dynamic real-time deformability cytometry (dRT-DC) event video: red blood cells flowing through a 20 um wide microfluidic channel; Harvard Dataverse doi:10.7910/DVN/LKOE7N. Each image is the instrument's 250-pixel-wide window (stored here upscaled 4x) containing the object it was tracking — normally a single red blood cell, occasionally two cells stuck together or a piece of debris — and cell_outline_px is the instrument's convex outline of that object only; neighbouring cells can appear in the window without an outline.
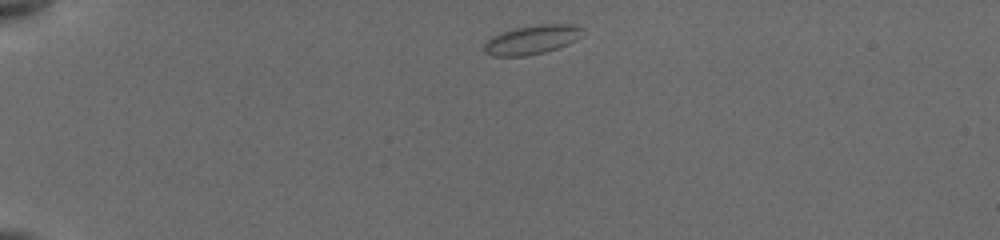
{"species": "common noctule bat (a hibernating species)", "species_latin": "Nyctalus noctula", "temperature_condition": "cold", "stored_images_in_passage": 43, "camera_frame_rate_fps": 3000, "um_per_image_px": 0.085, "animal": {"sex": "female", "body_mass_g": 19.5, "forearm_length_mm": 54.1}, "frame": {"image": 1, "passage_image": 1, "time_ms": 0.0, "image_size_px": [1000, 240], "cell_outline_px": [[584, 28], [572, 40], [556, 48], [544, 52], [520, 56], [496, 56], [484, 52], [484, 44], [492, 36], [500, 32], [516, 28], [536, 24], [572, 24]], "centroid_in_image_um": [45.12, 3.36], "position_along_channel_um": 39.9, "area_um2": 16.13}}
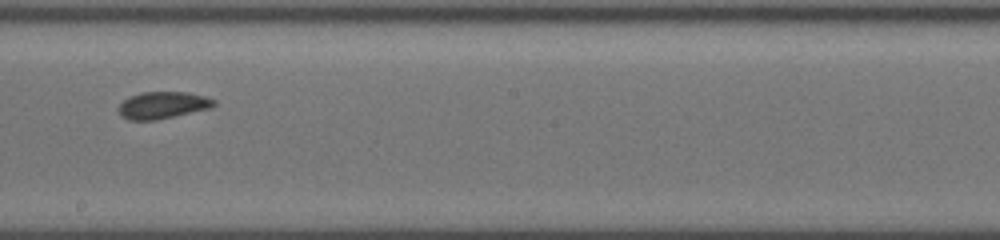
{"frame": {"image": 2, "passage_image": 19, "time_ms": 6.667, "image_size_px": [1000, 240], "cell_outline_px": [[216, 104], [208, 108], [156, 120], [128, 120], [120, 112], [120, 104], [128, 96], [140, 92], [188, 92], [204, 96], [216, 100]], "centroid_in_image_um": [13.83, 8.92], "position_along_channel_um": 234.4, "area_um2": 14.74}}
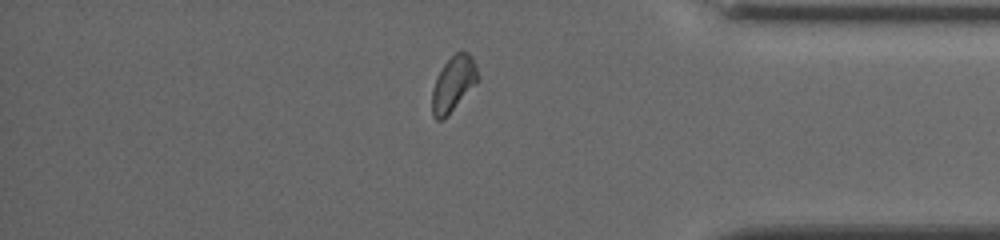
{"frame": {"image": 3, "passage_image": 37, "time_ms": 11.333, "image_size_px": [1000, 240], "cell_outline_px": [[480, 80], [440, 120], [436, 120], [432, 116], [432, 88], [440, 68], [456, 52], [468, 52], [472, 56], [476, 64], [480, 76]], "centroid_in_image_um": [38.55, 7.06], "position_along_channel_um": 396.7, "area_um2": 14.51}, "authors_computed_cell_mechanics": {"area_um2": 14.5078, "velocity_mm_per_s": 3.8085, "shape_relaxation_time_tau1_ms": 6.7226, "shape_relaxation_time_tau2_ms": null, "deformation_change_tau1": 0.0907, "deformation_change_tau2": null}}